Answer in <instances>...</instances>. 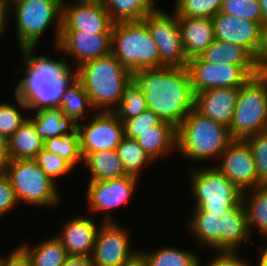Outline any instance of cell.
<instances>
[{"label": "cell", "mask_w": 267, "mask_h": 266, "mask_svg": "<svg viewBox=\"0 0 267 266\" xmlns=\"http://www.w3.org/2000/svg\"><path fill=\"white\" fill-rule=\"evenodd\" d=\"M9 19V8L8 6L0 0V36L5 32L7 27V22Z\"/></svg>", "instance_id": "obj_50"}, {"label": "cell", "mask_w": 267, "mask_h": 266, "mask_svg": "<svg viewBox=\"0 0 267 266\" xmlns=\"http://www.w3.org/2000/svg\"><path fill=\"white\" fill-rule=\"evenodd\" d=\"M16 199L31 206H52L59 203V191L54 183L33 160H10L4 167Z\"/></svg>", "instance_id": "obj_9"}, {"label": "cell", "mask_w": 267, "mask_h": 266, "mask_svg": "<svg viewBox=\"0 0 267 266\" xmlns=\"http://www.w3.org/2000/svg\"><path fill=\"white\" fill-rule=\"evenodd\" d=\"M212 22L216 40L239 45L256 58L264 33L261 24L221 12L212 18Z\"/></svg>", "instance_id": "obj_17"}, {"label": "cell", "mask_w": 267, "mask_h": 266, "mask_svg": "<svg viewBox=\"0 0 267 266\" xmlns=\"http://www.w3.org/2000/svg\"><path fill=\"white\" fill-rule=\"evenodd\" d=\"M147 109L146 97L142 93L140 86L132 78L124 87L121 102L113 112L124 122L139 116Z\"/></svg>", "instance_id": "obj_34"}, {"label": "cell", "mask_w": 267, "mask_h": 266, "mask_svg": "<svg viewBox=\"0 0 267 266\" xmlns=\"http://www.w3.org/2000/svg\"><path fill=\"white\" fill-rule=\"evenodd\" d=\"M118 222H101L93 254V266H121L136 251L130 247V234Z\"/></svg>", "instance_id": "obj_15"}, {"label": "cell", "mask_w": 267, "mask_h": 266, "mask_svg": "<svg viewBox=\"0 0 267 266\" xmlns=\"http://www.w3.org/2000/svg\"><path fill=\"white\" fill-rule=\"evenodd\" d=\"M98 227L92 218L75 216L65 222L62 233L55 237L62 243L69 256L91 257Z\"/></svg>", "instance_id": "obj_20"}, {"label": "cell", "mask_w": 267, "mask_h": 266, "mask_svg": "<svg viewBox=\"0 0 267 266\" xmlns=\"http://www.w3.org/2000/svg\"><path fill=\"white\" fill-rule=\"evenodd\" d=\"M121 266H148L146 256L141 251H136L128 260H126Z\"/></svg>", "instance_id": "obj_49"}, {"label": "cell", "mask_w": 267, "mask_h": 266, "mask_svg": "<svg viewBox=\"0 0 267 266\" xmlns=\"http://www.w3.org/2000/svg\"><path fill=\"white\" fill-rule=\"evenodd\" d=\"M2 266H32L30 257L26 252L18 246L16 249L11 251L10 255L3 258L1 256Z\"/></svg>", "instance_id": "obj_45"}, {"label": "cell", "mask_w": 267, "mask_h": 266, "mask_svg": "<svg viewBox=\"0 0 267 266\" xmlns=\"http://www.w3.org/2000/svg\"><path fill=\"white\" fill-rule=\"evenodd\" d=\"M233 141L229 128L193 109L176 128V151L195 162L219 159Z\"/></svg>", "instance_id": "obj_4"}, {"label": "cell", "mask_w": 267, "mask_h": 266, "mask_svg": "<svg viewBox=\"0 0 267 266\" xmlns=\"http://www.w3.org/2000/svg\"><path fill=\"white\" fill-rule=\"evenodd\" d=\"M62 266H93V262L87 256H68Z\"/></svg>", "instance_id": "obj_48"}, {"label": "cell", "mask_w": 267, "mask_h": 266, "mask_svg": "<svg viewBox=\"0 0 267 266\" xmlns=\"http://www.w3.org/2000/svg\"><path fill=\"white\" fill-rule=\"evenodd\" d=\"M256 76L267 79V31H264L259 53L255 58Z\"/></svg>", "instance_id": "obj_46"}, {"label": "cell", "mask_w": 267, "mask_h": 266, "mask_svg": "<svg viewBox=\"0 0 267 266\" xmlns=\"http://www.w3.org/2000/svg\"><path fill=\"white\" fill-rule=\"evenodd\" d=\"M83 162L91 174L89 181H104L128 175L116 150L89 153Z\"/></svg>", "instance_id": "obj_26"}, {"label": "cell", "mask_w": 267, "mask_h": 266, "mask_svg": "<svg viewBox=\"0 0 267 266\" xmlns=\"http://www.w3.org/2000/svg\"><path fill=\"white\" fill-rule=\"evenodd\" d=\"M7 6H8V8L10 7V6H12L13 4H15V3H17V2H19V1H21V0H2Z\"/></svg>", "instance_id": "obj_53"}, {"label": "cell", "mask_w": 267, "mask_h": 266, "mask_svg": "<svg viewBox=\"0 0 267 266\" xmlns=\"http://www.w3.org/2000/svg\"><path fill=\"white\" fill-rule=\"evenodd\" d=\"M263 14V29L267 31V0H259Z\"/></svg>", "instance_id": "obj_51"}, {"label": "cell", "mask_w": 267, "mask_h": 266, "mask_svg": "<svg viewBox=\"0 0 267 266\" xmlns=\"http://www.w3.org/2000/svg\"><path fill=\"white\" fill-rule=\"evenodd\" d=\"M133 79L146 97L147 108L178 127L194 109V93L187 67L142 68Z\"/></svg>", "instance_id": "obj_2"}, {"label": "cell", "mask_w": 267, "mask_h": 266, "mask_svg": "<svg viewBox=\"0 0 267 266\" xmlns=\"http://www.w3.org/2000/svg\"><path fill=\"white\" fill-rule=\"evenodd\" d=\"M239 88H212L194 94V109L227 127L232 121Z\"/></svg>", "instance_id": "obj_19"}, {"label": "cell", "mask_w": 267, "mask_h": 266, "mask_svg": "<svg viewBox=\"0 0 267 266\" xmlns=\"http://www.w3.org/2000/svg\"><path fill=\"white\" fill-rule=\"evenodd\" d=\"M10 160H30L44 148V141L36 133L34 124L27 118L9 138Z\"/></svg>", "instance_id": "obj_27"}, {"label": "cell", "mask_w": 267, "mask_h": 266, "mask_svg": "<svg viewBox=\"0 0 267 266\" xmlns=\"http://www.w3.org/2000/svg\"><path fill=\"white\" fill-rule=\"evenodd\" d=\"M30 257L32 266H62L68 258L62 243L54 236L34 246L19 245Z\"/></svg>", "instance_id": "obj_31"}, {"label": "cell", "mask_w": 267, "mask_h": 266, "mask_svg": "<svg viewBox=\"0 0 267 266\" xmlns=\"http://www.w3.org/2000/svg\"><path fill=\"white\" fill-rule=\"evenodd\" d=\"M199 57L213 64L241 66L251 77L256 76L255 58L243 47L225 41L214 40Z\"/></svg>", "instance_id": "obj_23"}, {"label": "cell", "mask_w": 267, "mask_h": 266, "mask_svg": "<svg viewBox=\"0 0 267 266\" xmlns=\"http://www.w3.org/2000/svg\"><path fill=\"white\" fill-rule=\"evenodd\" d=\"M221 250L238 251L243 241H249L246 210L241 200L220 215Z\"/></svg>", "instance_id": "obj_22"}, {"label": "cell", "mask_w": 267, "mask_h": 266, "mask_svg": "<svg viewBox=\"0 0 267 266\" xmlns=\"http://www.w3.org/2000/svg\"><path fill=\"white\" fill-rule=\"evenodd\" d=\"M33 160L54 183H57L55 180L56 178L73 171L74 168L64 158L53 154L45 148H43Z\"/></svg>", "instance_id": "obj_40"}, {"label": "cell", "mask_w": 267, "mask_h": 266, "mask_svg": "<svg viewBox=\"0 0 267 266\" xmlns=\"http://www.w3.org/2000/svg\"><path fill=\"white\" fill-rule=\"evenodd\" d=\"M172 13L158 9L148 14L143 21L157 45L160 67H187L189 59L184 51L178 17L174 11Z\"/></svg>", "instance_id": "obj_10"}, {"label": "cell", "mask_w": 267, "mask_h": 266, "mask_svg": "<svg viewBox=\"0 0 267 266\" xmlns=\"http://www.w3.org/2000/svg\"><path fill=\"white\" fill-rule=\"evenodd\" d=\"M187 68L194 94L212 88H240L251 78L241 66L213 64L199 56L190 58Z\"/></svg>", "instance_id": "obj_12"}, {"label": "cell", "mask_w": 267, "mask_h": 266, "mask_svg": "<svg viewBox=\"0 0 267 266\" xmlns=\"http://www.w3.org/2000/svg\"><path fill=\"white\" fill-rule=\"evenodd\" d=\"M112 34L61 31L57 50L73 57L77 67L89 60L111 54Z\"/></svg>", "instance_id": "obj_18"}, {"label": "cell", "mask_w": 267, "mask_h": 266, "mask_svg": "<svg viewBox=\"0 0 267 266\" xmlns=\"http://www.w3.org/2000/svg\"><path fill=\"white\" fill-rule=\"evenodd\" d=\"M19 204L9 178L0 170V217L13 210Z\"/></svg>", "instance_id": "obj_43"}, {"label": "cell", "mask_w": 267, "mask_h": 266, "mask_svg": "<svg viewBox=\"0 0 267 266\" xmlns=\"http://www.w3.org/2000/svg\"><path fill=\"white\" fill-rule=\"evenodd\" d=\"M44 148L68 161L74 168L83 162L79 133L64 134L44 141Z\"/></svg>", "instance_id": "obj_36"}, {"label": "cell", "mask_w": 267, "mask_h": 266, "mask_svg": "<svg viewBox=\"0 0 267 266\" xmlns=\"http://www.w3.org/2000/svg\"><path fill=\"white\" fill-rule=\"evenodd\" d=\"M244 141L249 145L255 160L258 185L267 184V130L254 134Z\"/></svg>", "instance_id": "obj_39"}, {"label": "cell", "mask_w": 267, "mask_h": 266, "mask_svg": "<svg viewBox=\"0 0 267 266\" xmlns=\"http://www.w3.org/2000/svg\"><path fill=\"white\" fill-rule=\"evenodd\" d=\"M259 253H262L258 266H267V248H264L263 250H261L259 248Z\"/></svg>", "instance_id": "obj_52"}, {"label": "cell", "mask_w": 267, "mask_h": 266, "mask_svg": "<svg viewBox=\"0 0 267 266\" xmlns=\"http://www.w3.org/2000/svg\"><path fill=\"white\" fill-rule=\"evenodd\" d=\"M36 47L20 49L25 76L15 85L14 96L23 109L55 108L61 96L76 79V71L67 64L66 58L52 59L49 55H35ZM26 68V69H25Z\"/></svg>", "instance_id": "obj_1"}, {"label": "cell", "mask_w": 267, "mask_h": 266, "mask_svg": "<svg viewBox=\"0 0 267 266\" xmlns=\"http://www.w3.org/2000/svg\"><path fill=\"white\" fill-rule=\"evenodd\" d=\"M34 113V118L28 119L34 124L36 133L43 141L64 134L79 133L78 123L73 118L65 116L59 107L40 109Z\"/></svg>", "instance_id": "obj_24"}, {"label": "cell", "mask_w": 267, "mask_h": 266, "mask_svg": "<svg viewBox=\"0 0 267 266\" xmlns=\"http://www.w3.org/2000/svg\"><path fill=\"white\" fill-rule=\"evenodd\" d=\"M229 133L244 140L267 130V79L254 76L239 88Z\"/></svg>", "instance_id": "obj_8"}, {"label": "cell", "mask_w": 267, "mask_h": 266, "mask_svg": "<svg viewBox=\"0 0 267 266\" xmlns=\"http://www.w3.org/2000/svg\"><path fill=\"white\" fill-rule=\"evenodd\" d=\"M116 151L126 173L138 178L143 166L154 161L134 139L124 137Z\"/></svg>", "instance_id": "obj_35"}, {"label": "cell", "mask_w": 267, "mask_h": 266, "mask_svg": "<svg viewBox=\"0 0 267 266\" xmlns=\"http://www.w3.org/2000/svg\"><path fill=\"white\" fill-rule=\"evenodd\" d=\"M10 161L8 139L0 134V170Z\"/></svg>", "instance_id": "obj_47"}, {"label": "cell", "mask_w": 267, "mask_h": 266, "mask_svg": "<svg viewBox=\"0 0 267 266\" xmlns=\"http://www.w3.org/2000/svg\"><path fill=\"white\" fill-rule=\"evenodd\" d=\"M216 253V257L214 256L205 266H250L248 260L237 255V251L219 250ZM199 266H202L201 259H199Z\"/></svg>", "instance_id": "obj_44"}, {"label": "cell", "mask_w": 267, "mask_h": 266, "mask_svg": "<svg viewBox=\"0 0 267 266\" xmlns=\"http://www.w3.org/2000/svg\"><path fill=\"white\" fill-rule=\"evenodd\" d=\"M75 71L94 111L113 112L121 102L124 87L133 78V74L112 53L86 61Z\"/></svg>", "instance_id": "obj_3"}, {"label": "cell", "mask_w": 267, "mask_h": 266, "mask_svg": "<svg viewBox=\"0 0 267 266\" xmlns=\"http://www.w3.org/2000/svg\"><path fill=\"white\" fill-rule=\"evenodd\" d=\"M219 12L251 20L263 26V14L259 0H223Z\"/></svg>", "instance_id": "obj_38"}, {"label": "cell", "mask_w": 267, "mask_h": 266, "mask_svg": "<svg viewBox=\"0 0 267 266\" xmlns=\"http://www.w3.org/2000/svg\"><path fill=\"white\" fill-rule=\"evenodd\" d=\"M250 191L243 192L242 196L249 234L252 236L256 227L267 238V184L258 185Z\"/></svg>", "instance_id": "obj_28"}, {"label": "cell", "mask_w": 267, "mask_h": 266, "mask_svg": "<svg viewBox=\"0 0 267 266\" xmlns=\"http://www.w3.org/2000/svg\"><path fill=\"white\" fill-rule=\"evenodd\" d=\"M135 141L155 161L176 149V127L170 122L161 121L158 125L142 132ZM173 149V150H172Z\"/></svg>", "instance_id": "obj_25"}, {"label": "cell", "mask_w": 267, "mask_h": 266, "mask_svg": "<svg viewBox=\"0 0 267 266\" xmlns=\"http://www.w3.org/2000/svg\"><path fill=\"white\" fill-rule=\"evenodd\" d=\"M64 0H21L9 7L15 16L19 49L37 47L47 27L55 21L56 47L62 27V4ZM14 10V11H13ZM56 19V20H55Z\"/></svg>", "instance_id": "obj_6"}, {"label": "cell", "mask_w": 267, "mask_h": 266, "mask_svg": "<svg viewBox=\"0 0 267 266\" xmlns=\"http://www.w3.org/2000/svg\"><path fill=\"white\" fill-rule=\"evenodd\" d=\"M83 159L92 152L116 150L124 138L123 122L114 112L98 111L89 123L78 122Z\"/></svg>", "instance_id": "obj_11"}, {"label": "cell", "mask_w": 267, "mask_h": 266, "mask_svg": "<svg viewBox=\"0 0 267 266\" xmlns=\"http://www.w3.org/2000/svg\"><path fill=\"white\" fill-rule=\"evenodd\" d=\"M161 121L162 119L157 114L147 109L139 116L123 122L124 137L135 140L141 136L142 132L150 130V128L158 125Z\"/></svg>", "instance_id": "obj_42"}, {"label": "cell", "mask_w": 267, "mask_h": 266, "mask_svg": "<svg viewBox=\"0 0 267 266\" xmlns=\"http://www.w3.org/2000/svg\"><path fill=\"white\" fill-rule=\"evenodd\" d=\"M188 220V230L192 232L201 246L214 251L221 250L220 217L204 211H193Z\"/></svg>", "instance_id": "obj_29"}, {"label": "cell", "mask_w": 267, "mask_h": 266, "mask_svg": "<svg viewBox=\"0 0 267 266\" xmlns=\"http://www.w3.org/2000/svg\"><path fill=\"white\" fill-rule=\"evenodd\" d=\"M223 0H176L174 12L177 17L213 18L221 8Z\"/></svg>", "instance_id": "obj_37"}, {"label": "cell", "mask_w": 267, "mask_h": 266, "mask_svg": "<svg viewBox=\"0 0 267 266\" xmlns=\"http://www.w3.org/2000/svg\"><path fill=\"white\" fill-rule=\"evenodd\" d=\"M138 177L127 175L104 181H89L87 205L93 212L102 211L105 222L115 221L111 218L113 209L127 203L137 189Z\"/></svg>", "instance_id": "obj_14"}, {"label": "cell", "mask_w": 267, "mask_h": 266, "mask_svg": "<svg viewBox=\"0 0 267 266\" xmlns=\"http://www.w3.org/2000/svg\"><path fill=\"white\" fill-rule=\"evenodd\" d=\"M146 256L148 266H199V256L196 252L185 251L174 246L159 248L153 253L142 251Z\"/></svg>", "instance_id": "obj_32"}, {"label": "cell", "mask_w": 267, "mask_h": 266, "mask_svg": "<svg viewBox=\"0 0 267 266\" xmlns=\"http://www.w3.org/2000/svg\"><path fill=\"white\" fill-rule=\"evenodd\" d=\"M111 53L132 74L142 68L160 67L157 45L143 20L113 24Z\"/></svg>", "instance_id": "obj_5"}, {"label": "cell", "mask_w": 267, "mask_h": 266, "mask_svg": "<svg viewBox=\"0 0 267 266\" xmlns=\"http://www.w3.org/2000/svg\"><path fill=\"white\" fill-rule=\"evenodd\" d=\"M62 4L61 31L112 34L113 22L102 0H74Z\"/></svg>", "instance_id": "obj_13"}, {"label": "cell", "mask_w": 267, "mask_h": 266, "mask_svg": "<svg viewBox=\"0 0 267 266\" xmlns=\"http://www.w3.org/2000/svg\"><path fill=\"white\" fill-rule=\"evenodd\" d=\"M58 107L63 110L65 116L73 118L77 123L84 116L87 109L94 110L89 96L77 79L64 91Z\"/></svg>", "instance_id": "obj_33"}, {"label": "cell", "mask_w": 267, "mask_h": 266, "mask_svg": "<svg viewBox=\"0 0 267 266\" xmlns=\"http://www.w3.org/2000/svg\"><path fill=\"white\" fill-rule=\"evenodd\" d=\"M20 111L9 102L0 103V134L8 140L28 118Z\"/></svg>", "instance_id": "obj_41"}, {"label": "cell", "mask_w": 267, "mask_h": 266, "mask_svg": "<svg viewBox=\"0 0 267 266\" xmlns=\"http://www.w3.org/2000/svg\"><path fill=\"white\" fill-rule=\"evenodd\" d=\"M113 23L143 20L157 11L154 0H102Z\"/></svg>", "instance_id": "obj_30"}, {"label": "cell", "mask_w": 267, "mask_h": 266, "mask_svg": "<svg viewBox=\"0 0 267 266\" xmlns=\"http://www.w3.org/2000/svg\"><path fill=\"white\" fill-rule=\"evenodd\" d=\"M190 169V191L195 198L193 211H204L220 217L223 212L242 200L243 192L215 165Z\"/></svg>", "instance_id": "obj_7"}, {"label": "cell", "mask_w": 267, "mask_h": 266, "mask_svg": "<svg viewBox=\"0 0 267 266\" xmlns=\"http://www.w3.org/2000/svg\"><path fill=\"white\" fill-rule=\"evenodd\" d=\"M219 169L242 192L258 186L255 160L244 140H233L220 155Z\"/></svg>", "instance_id": "obj_16"}, {"label": "cell", "mask_w": 267, "mask_h": 266, "mask_svg": "<svg viewBox=\"0 0 267 266\" xmlns=\"http://www.w3.org/2000/svg\"><path fill=\"white\" fill-rule=\"evenodd\" d=\"M182 43L188 59L199 56L215 40L212 18L178 17Z\"/></svg>", "instance_id": "obj_21"}]
</instances>
